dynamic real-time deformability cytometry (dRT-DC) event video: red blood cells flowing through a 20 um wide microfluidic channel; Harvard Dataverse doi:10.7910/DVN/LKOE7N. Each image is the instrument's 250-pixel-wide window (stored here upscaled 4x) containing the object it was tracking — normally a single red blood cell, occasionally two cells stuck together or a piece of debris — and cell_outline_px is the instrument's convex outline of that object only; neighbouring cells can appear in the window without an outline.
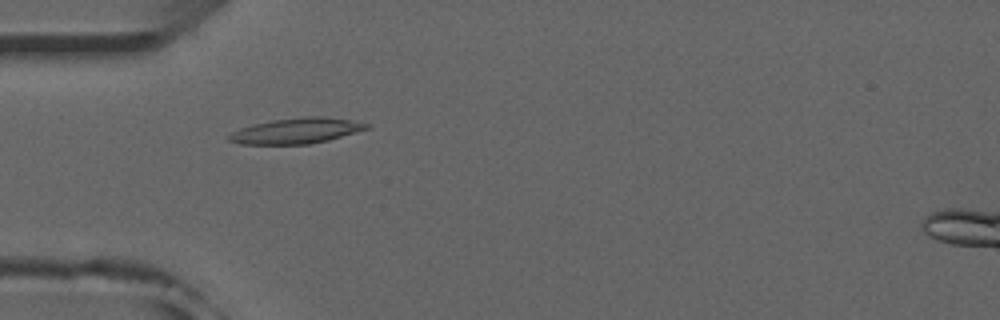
{"species": "common noctule bat (a hibernating species)", "species_latin": "Nyctalus noctula", "temperature_condition": "room temperature", "stored_images_in_passage": 41, "camera_frame_rate_fps": 3000, "um_per_image_px": 0.085, "animal": {"sex": "male", "forearm_length_mm": 52.5}, "frame": {"image": 1, "passage_image": 5, "time_ms": 1.333, "image_size_px": [1000, 320], "cell_outline_px": [[368, 128], [328, 140], [308, 144], [240, 144], [228, 140], [228, 136], [232, 132], [240, 128], [252, 124], [272, 120], [304, 116], [320, 116], [348, 120], [368, 124]], "centroid_in_image_um": [25.12, 11.12], "position_along_channel_um": 59.9, "area_um2": 20.17}}
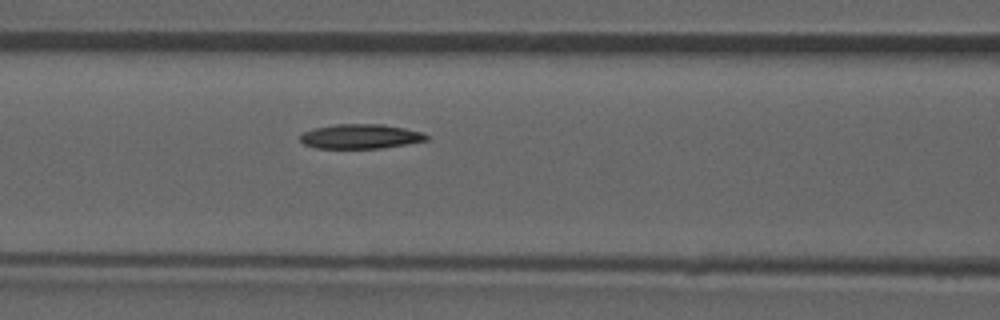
{"frame": {"image": 2, "passage_image": 11, "time_ms": 3.333, "image_size_px": [1000, 320], "cell_outline_px": [[428, 140], [380, 148], [316, 148], [304, 144], [300, 140], [300, 136], [304, 132], [316, 128], [336, 124], [380, 124], [404, 128], [424, 132], [428, 136]], "centroid_in_image_um": [30.65, 11.59], "position_along_channel_um": 136.0, "area_um2": 17.86}}
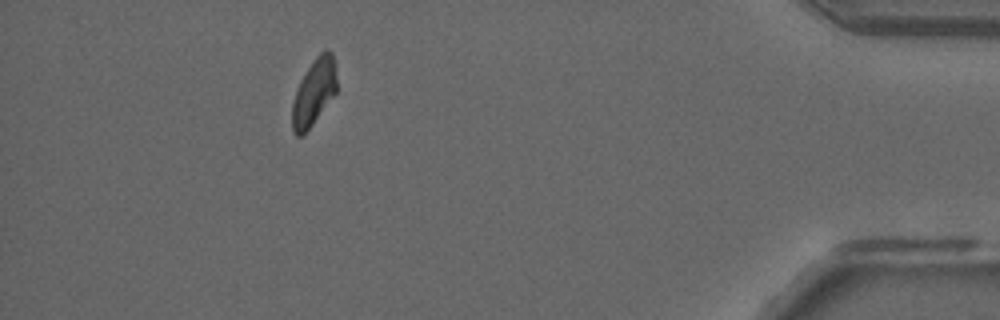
{"frame": {"image": 3, "passage_image": 36, "time_ms": 11.667, "image_size_px": [1000, 320], "cell_outline_px": [[336, 92], [312, 124], [300, 136], [296, 136], [292, 132], [292, 104], [300, 80], [316, 56], [324, 48], [332, 52], [336, 76]], "centroid_in_image_um": [26.67, 7.82], "position_along_channel_um": 408.5, "area_um2": 16.88}}